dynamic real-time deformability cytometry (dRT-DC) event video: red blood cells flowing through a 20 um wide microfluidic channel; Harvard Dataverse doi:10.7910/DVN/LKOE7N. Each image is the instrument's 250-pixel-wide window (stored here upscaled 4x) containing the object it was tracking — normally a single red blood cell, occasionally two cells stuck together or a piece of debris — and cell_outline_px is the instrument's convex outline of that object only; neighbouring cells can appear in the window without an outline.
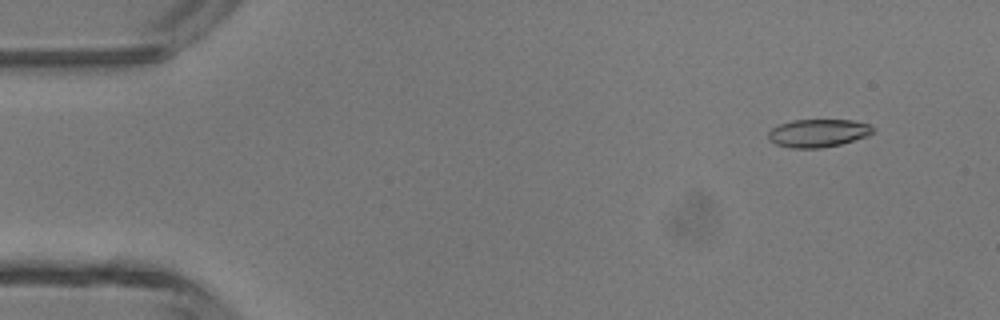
{"species": "common noctule bat (a hibernating species)", "species_latin": "Nyctalus noctula", "temperature_condition": "room temperature", "stored_images_in_passage": 44, "camera_frame_rate_fps": 3000, "um_per_image_px": 0.085, "animal": {"sex": "male", "body_mass_g": 13.3}, "frame": {"image": 1, "passage_image": 1, "time_ms": 0.0, "image_size_px": [1000, 320], "cell_outline_px": [[876, 128], [868, 136], [840, 144], [820, 148], [792, 148], [776, 144], [768, 140], [768, 132], [772, 128], [780, 124], [792, 120], [852, 120], [868, 124]], "centroid_in_image_um": [69.53, 11.31], "position_along_channel_um": 15.5, "area_um2": 17.05}}
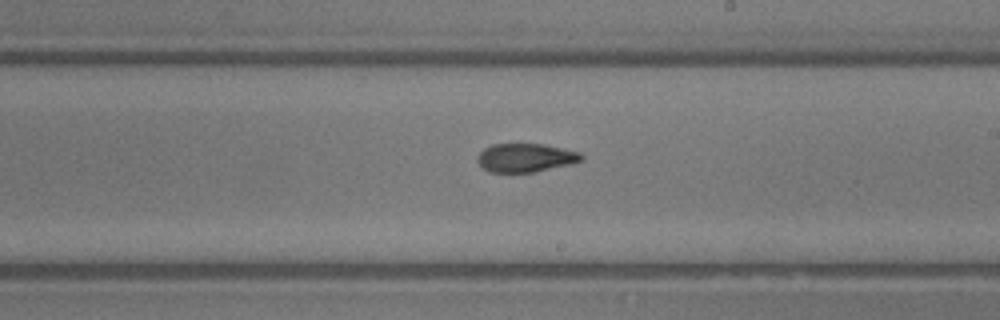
{"frame": {"image": 2, "passage_image": 24, "time_ms": 7.667, "image_size_px": [1000, 320], "cell_outline_px": [[584, 160], [568, 164], [532, 172], [488, 172], [476, 160], [476, 156], [484, 148], [492, 144], [544, 144], [580, 152], [584, 156]], "centroid_in_image_um": [44.65, 13.4], "position_along_channel_um": 244.3, "area_um2": 17.22}}
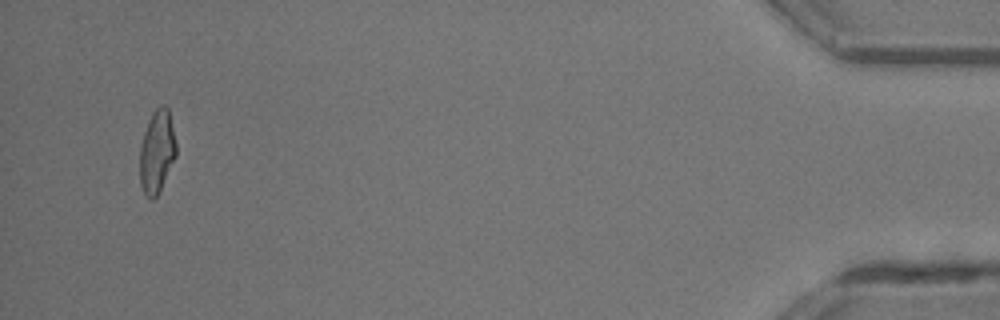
{"frame": {"image": 3, "passage_image": 42, "time_ms": 13.667, "image_size_px": [1000, 320], "cell_outline_px": [[176, 156], [156, 196], [152, 200], [144, 192], [140, 184], [140, 148], [144, 132], [148, 120], [152, 112], [160, 104], [164, 104], [168, 108], [176, 144]], "centroid_in_image_um": [13.33, 12.84], "position_along_channel_um": 421.9, "area_um2": 17.28}, "authors_computed_cell_mechanics": {"area_um2": 17.6868, "velocity_mm_per_s": 4.3821, "shape_relaxation_time_tau1_ms": 9.1244, "shape_relaxation_time_tau2_ms": 2.4934, "deformation_change_tau1": 0.2639, "deformation_change_tau2": 0.1047}}